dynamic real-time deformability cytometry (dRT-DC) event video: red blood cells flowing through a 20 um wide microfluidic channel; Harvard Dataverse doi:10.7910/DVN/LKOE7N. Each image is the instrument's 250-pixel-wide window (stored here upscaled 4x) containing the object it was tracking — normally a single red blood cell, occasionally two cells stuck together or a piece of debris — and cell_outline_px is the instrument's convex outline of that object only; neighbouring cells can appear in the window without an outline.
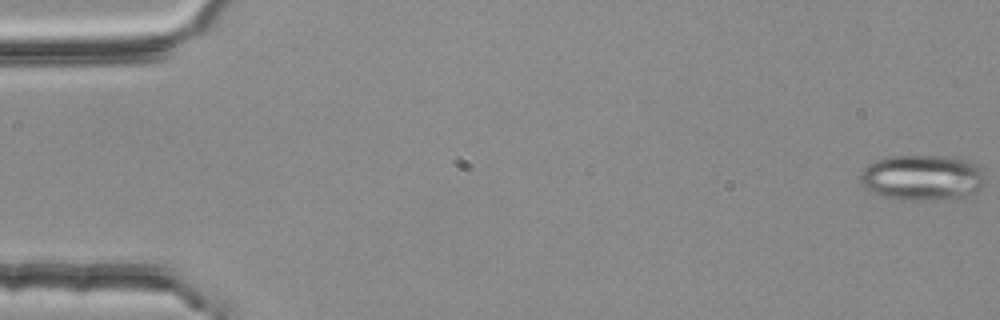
{"species": "common noctule bat (a hibernating species)", "species_latin": "Nyctalus noctula", "temperature_condition": "room temperature", "stored_images_in_passage": 4, "camera_frame_rate_fps": 3000, "um_per_image_px": 0.085, "animal": {"sex": "female", "body_mass_g": 25.1}, "frame": {"image": 1, "passage_image": 1, "time_ms": 0.0, "image_size_px": [1000, 320], "cell_outline_px": [[984, 188], [976, 196], [920, 200], [900, 200], [880, 196], [864, 188], [860, 180], [860, 172], [868, 164], [876, 160], [888, 156], [944, 156], [972, 160], [980, 164], [984, 184]], "centroid_in_image_um": [78.44, 15.1], "position_along_channel_um": 6.6, "area_um2": 33.99}}